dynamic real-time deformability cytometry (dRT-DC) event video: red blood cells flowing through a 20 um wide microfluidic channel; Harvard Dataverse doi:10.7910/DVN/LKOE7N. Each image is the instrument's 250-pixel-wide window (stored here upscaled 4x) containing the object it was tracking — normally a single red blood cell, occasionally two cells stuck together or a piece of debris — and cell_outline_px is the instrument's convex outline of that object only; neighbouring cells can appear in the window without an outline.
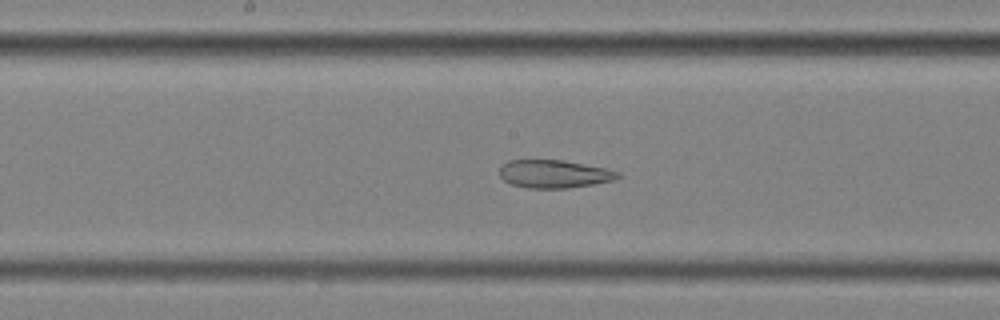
{"species": "common noctule bat (a hibernating species)", "species_latin": "Nyctalus noctula", "temperature_condition": "cold", "stored_images_in_passage": 52, "camera_frame_rate_fps": 3000, "um_per_image_px": 0.085, "animal": {"sex": "female", "body_mass_g": 25.1}, "frame": {"image": 1, "passage_image": 23, "time_ms": 7.333, "image_size_px": [1000, 320], "cell_outline_px": [[620, 176], [612, 180], [592, 184], [568, 188], [528, 188], [512, 184], [504, 180], [500, 176], [500, 168], [508, 160], [564, 160], [608, 168], [620, 172]], "centroid_in_image_um": [47.12, 14.77], "position_along_channel_um": 201.1, "area_um2": 19.25}}
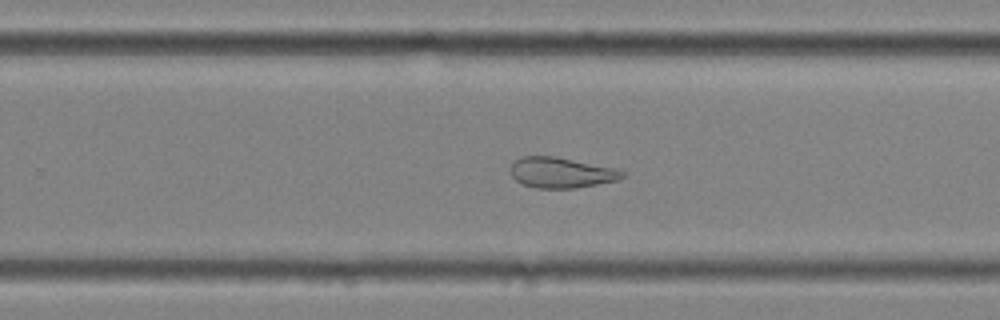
{"frame": {"image": 2, "passage_image": 30, "time_ms": 9.667, "image_size_px": [1000, 320], "cell_outline_px": [[624, 176], [616, 180], [576, 188], [536, 188], [524, 184], [516, 180], [512, 176], [512, 164], [516, 160], [524, 156], [556, 156], [620, 168], [624, 172]], "centroid_in_image_um": [47.76, 14.66], "position_along_channel_um": 282.0, "area_um2": 19.88}, "authors_computed_cell_mechanics": {"area_um2": 27.1371, "velocity_mm_per_s": 3.4792, "shape_relaxation_time_tau1_ms": null, "shape_relaxation_time_tau2_ms": 2.6567, "deformation_change_tau1": null, "deformation_change_tau2": 0.1037}}